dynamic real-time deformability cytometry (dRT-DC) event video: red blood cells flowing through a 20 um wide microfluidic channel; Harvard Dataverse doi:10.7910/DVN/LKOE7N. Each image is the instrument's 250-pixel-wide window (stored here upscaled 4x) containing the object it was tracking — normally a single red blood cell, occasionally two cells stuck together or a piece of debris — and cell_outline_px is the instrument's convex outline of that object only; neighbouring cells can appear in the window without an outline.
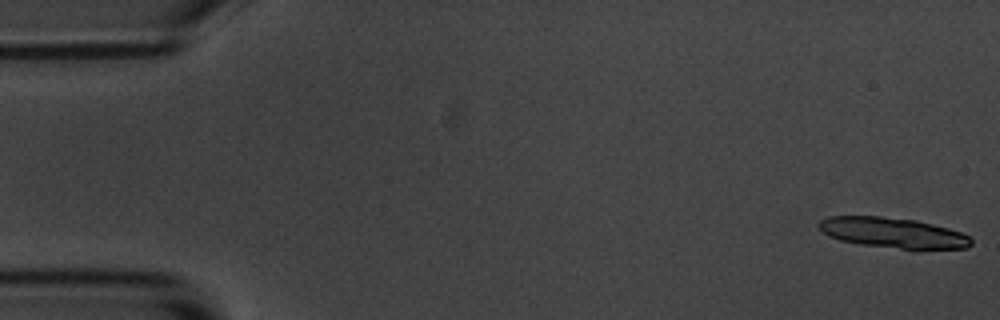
{"species": "common noctule bat (a hibernating species)", "species_latin": "Nyctalus noctula", "temperature_condition": "room temperature", "stored_images_in_passage": 16, "camera_frame_rate_fps": 3000, "um_per_image_px": 0.085, "animal": {"sex": "male", "body_mass_g": 20.1, "forearm_length_mm": 53.5}, "frame": {"image": 1, "passage_image": 1, "time_ms": 0.0, "image_size_px": [1000, 320], "cell_outline_px": [[972, 244], [968, 248], [900, 248], [860, 244], [840, 240], [824, 232], [816, 224], [820, 220], [828, 216], [880, 216], [916, 220], [948, 228], [960, 232], [968, 236], [972, 240]], "centroid_in_image_um": [75.88, 19.76], "position_along_channel_um": 9.1, "area_um2": 26.47}}